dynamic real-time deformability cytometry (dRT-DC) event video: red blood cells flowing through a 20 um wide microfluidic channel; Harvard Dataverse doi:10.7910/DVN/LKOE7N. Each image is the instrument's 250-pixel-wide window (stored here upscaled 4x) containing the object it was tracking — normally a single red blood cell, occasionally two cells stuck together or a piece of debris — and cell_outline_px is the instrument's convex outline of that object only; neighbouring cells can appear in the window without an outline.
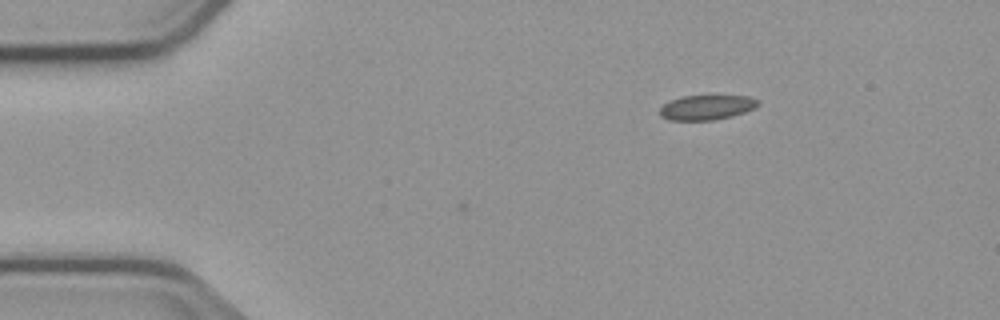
{"species": "common noctule bat (a hibernating species)", "species_latin": "Nyctalus noctula", "temperature_condition": "cold", "stored_images_in_passage": 4, "camera_frame_rate_fps": 3000, "um_per_image_px": 0.085, "animal": {"sex": "male", "body_mass_g": 23.1, "forearm_length_mm": 52.7}, "frame": {"image": 1, "passage_image": 4, "time_ms": 3.667, "image_size_px": [1000, 320], "cell_outline_px": [[760, 104], [756, 108], [732, 116], [712, 120], [672, 120], [664, 116], [660, 112], [660, 108], [668, 100], [680, 96], [748, 96], [756, 100]], "centroid_in_image_um": [60.07, 9.12], "position_along_channel_um": 24.9, "area_um2": 14.05}}